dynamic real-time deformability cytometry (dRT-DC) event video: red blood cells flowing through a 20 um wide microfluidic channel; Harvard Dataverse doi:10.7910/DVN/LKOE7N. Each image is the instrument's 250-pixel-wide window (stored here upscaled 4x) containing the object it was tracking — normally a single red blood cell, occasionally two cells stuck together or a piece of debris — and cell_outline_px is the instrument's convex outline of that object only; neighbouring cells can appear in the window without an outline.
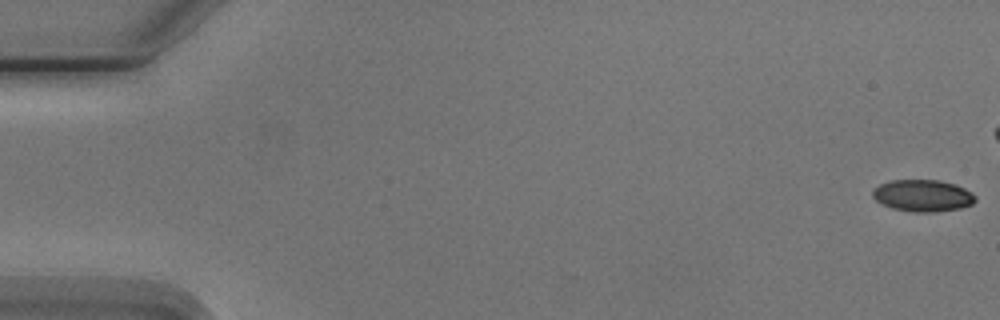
{"species": "Egyptian fruit bat (a non-hibernating species)", "species_latin": "Rousettus aegyptiacus", "temperature_condition": "cold", "stored_images_in_passage": 5, "segment_of_instrument_passage": [2, 2], "camera_frame_rate_fps": 3000, "um_per_image_px": 0.085, "animal": {"sex": "male"}, "frame": {"image": 1, "passage_image": 5, "time_ms": 5.0, "image_size_px": [1000, 320], "cell_outline_px": [[976, 200], [972, 204], [960, 208], [936, 212], [912, 212], [892, 208], [880, 204], [872, 196], [872, 192], [880, 184], [892, 180], [940, 180], [956, 184], [972, 192], [976, 196]], "centroid_in_image_um": [78.45, 16.63], "position_along_channel_um": 6.6, "area_um2": 19.19}}